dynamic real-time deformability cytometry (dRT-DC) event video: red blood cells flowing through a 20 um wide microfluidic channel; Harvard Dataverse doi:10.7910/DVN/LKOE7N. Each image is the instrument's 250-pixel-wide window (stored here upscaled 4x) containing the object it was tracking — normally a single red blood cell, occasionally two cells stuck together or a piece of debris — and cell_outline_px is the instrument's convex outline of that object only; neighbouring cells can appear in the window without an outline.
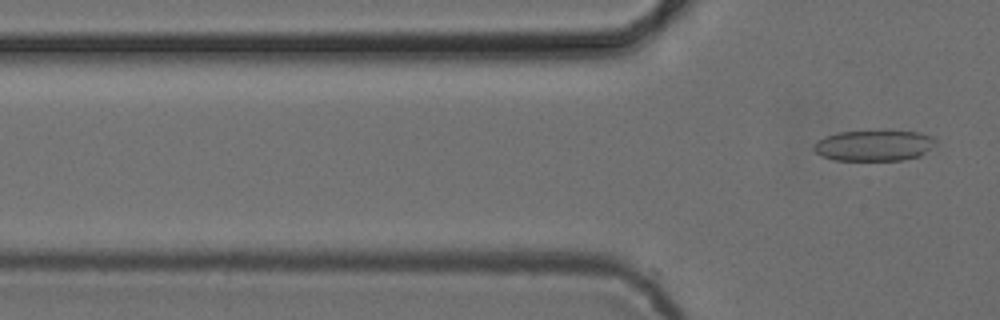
{"species": "common noctule bat (a hibernating species)", "species_latin": "Nyctalus noctula", "temperature_condition": "cold", "stored_images_in_passage": 15, "camera_frame_rate_fps": 3000, "um_per_image_px": 0.085, "animal": {"sex": "female", "body_mass_g": 24.6, "forearm_length_mm": 56.2}, "frame": {"image": 1, "passage_image": 15, "time_ms": 4.667, "image_size_px": [1000, 320], "cell_outline_px": [[936, 144], [920, 156], [904, 160], [836, 160], [820, 156], [812, 148], [812, 144], [816, 140], [824, 136], [840, 132], [884, 128], [888, 128], [920, 132], [932, 136], [936, 140]], "centroid_in_image_um": [74.29, 12.32], "position_along_channel_um": 51.5, "area_um2": 23.0}}